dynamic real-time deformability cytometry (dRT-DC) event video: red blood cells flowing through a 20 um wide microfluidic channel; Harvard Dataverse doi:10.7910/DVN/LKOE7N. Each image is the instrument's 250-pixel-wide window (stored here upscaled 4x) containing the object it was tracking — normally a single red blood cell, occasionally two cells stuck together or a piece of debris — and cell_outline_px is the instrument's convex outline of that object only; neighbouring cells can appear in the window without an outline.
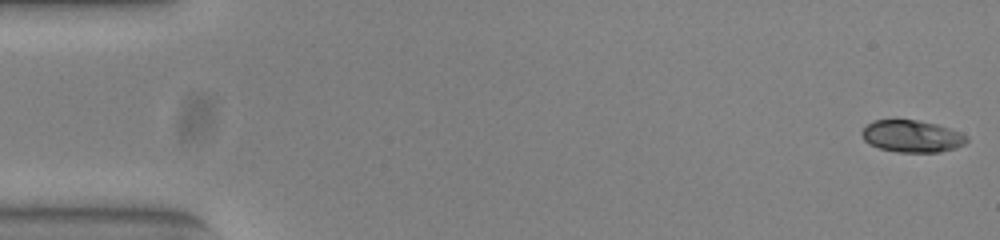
{"species": "common noctule bat (a hibernating species)", "species_latin": "Nyctalus noctula", "temperature_condition": "warm", "stored_images_in_passage": 53, "camera_frame_rate_fps": 3000, "um_per_image_px": 0.085, "animal": {"sex": "female", "body_mass_g": 23.0, "forearm_length_mm": 53.4}, "frame": {"image": 1, "passage_image": 1, "time_ms": 0.0, "image_size_px": [1000, 240], "cell_outline_px": [[968, 140], [964, 144], [956, 148], [940, 152], [896, 152], [880, 148], [868, 144], [864, 140], [860, 132], [872, 120], [916, 120], [936, 124], [960, 132], [968, 136]], "centroid_in_image_um": [77.5, 11.59], "position_along_channel_um": 7.5, "area_um2": 19.59}}
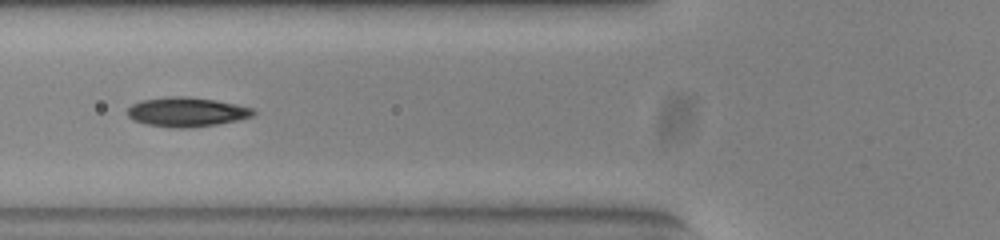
{"frame": {"image": 2, "passage_image": 20, "time_ms": 6.333, "image_size_px": [1000, 240], "cell_outline_px": [[256, 112], [252, 116], [236, 120], [216, 124], [184, 128], [176, 128], [148, 124], [132, 120], [128, 116], [128, 108], [132, 104], [144, 100], [176, 96], [184, 96], [212, 100], [252, 108]], "centroid_in_image_um": [15.83, 9.52], "position_along_channel_um": 110.0, "area_um2": 20.92}}
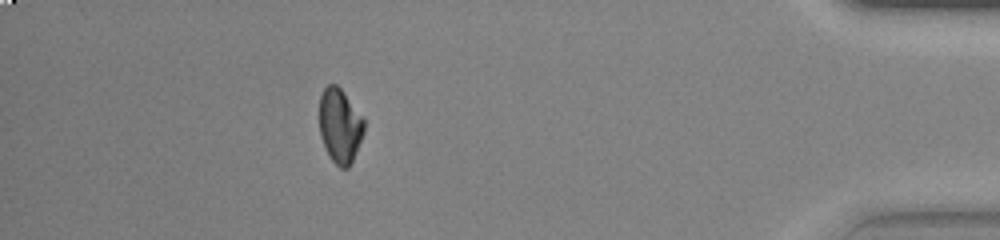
{"frame": {"image": 3, "passage_image": 47, "time_ms": 15.333, "image_size_px": [1000, 240], "cell_outline_px": [[364, 132], [352, 160], [348, 168], [340, 168], [332, 160], [320, 136], [320, 96], [324, 88], [328, 84], [336, 84], [344, 92], [364, 116]], "centroid_in_image_um": [28.91, 10.65], "position_along_channel_um": 406.3, "area_um2": 19.31}, "authors_computed_cell_mechanics": {"area_um2": 20.23, "velocity_mm_per_s": 3.8911, "shape_relaxation_time_tau1_ms": 6.0442, "shape_relaxation_time_tau2_ms": 1.4988, "deformation_change_tau1": 0.1884, "deformation_change_tau2": 0.0471}}